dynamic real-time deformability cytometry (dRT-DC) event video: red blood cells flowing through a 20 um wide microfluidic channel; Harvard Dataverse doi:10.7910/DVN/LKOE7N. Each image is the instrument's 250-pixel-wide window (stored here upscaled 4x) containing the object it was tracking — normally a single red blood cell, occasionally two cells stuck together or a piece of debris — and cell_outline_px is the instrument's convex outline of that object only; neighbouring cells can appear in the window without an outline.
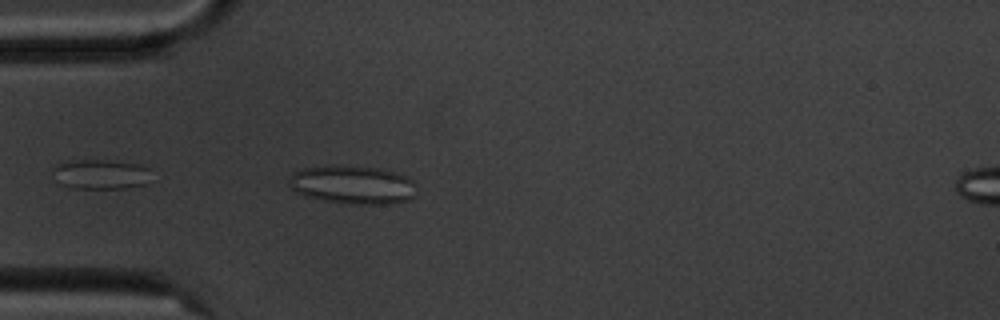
{"species": "common noctule bat (a hibernating species)", "species_latin": "Nyctalus noctula", "temperature_condition": "cold", "stored_images_in_passage": 4, "camera_frame_rate_fps": 3000, "um_per_image_px": 0.085, "animal": {"sex": "male", "body_mass_g": 20.1, "forearm_length_mm": 53.5}, "frame": {"image": 1, "passage_image": 4, "time_ms": 4.333, "image_size_px": [1000, 320], "cell_outline_px": [[412, 196], [408, 200], [384, 204], [344, 204], [304, 196], [296, 192], [288, 184], [288, 180], [292, 172], [304, 168], [336, 164], [384, 168], [408, 176], [412, 180]], "centroid_in_image_um": [29.91, 15.68], "position_along_channel_um": 55.1, "area_um2": 28.84}}